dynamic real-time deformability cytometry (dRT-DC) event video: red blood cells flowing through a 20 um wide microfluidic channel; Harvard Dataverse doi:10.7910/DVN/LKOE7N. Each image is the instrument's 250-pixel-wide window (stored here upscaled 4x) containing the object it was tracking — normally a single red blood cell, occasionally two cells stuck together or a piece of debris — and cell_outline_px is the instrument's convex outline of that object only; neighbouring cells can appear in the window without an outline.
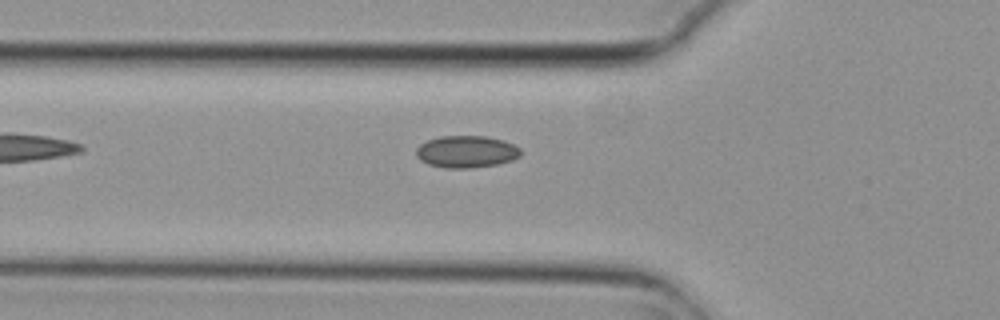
{"species": "common noctule bat (a hibernating species)", "species_latin": "Nyctalus noctula", "temperature_condition": "cold", "stored_images_in_passage": 3, "camera_frame_rate_fps": 3000, "um_per_image_px": 0.085, "animal": {"sex": "female", "body_mass_g": 29.2, "forearm_length_mm": 56.3}, "frame": {"image": 1, "passage_image": 3, "time_ms": 0.667, "image_size_px": [1000, 320], "cell_outline_px": [[520, 156], [512, 160], [496, 164], [468, 168], [444, 168], [428, 164], [420, 160], [416, 156], [416, 148], [420, 144], [428, 140], [440, 136], [484, 136], [504, 140], [520, 148]], "centroid_in_image_um": [39.62, 12.89], "position_along_channel_um": 86.2, "area_um2": 19.48}}